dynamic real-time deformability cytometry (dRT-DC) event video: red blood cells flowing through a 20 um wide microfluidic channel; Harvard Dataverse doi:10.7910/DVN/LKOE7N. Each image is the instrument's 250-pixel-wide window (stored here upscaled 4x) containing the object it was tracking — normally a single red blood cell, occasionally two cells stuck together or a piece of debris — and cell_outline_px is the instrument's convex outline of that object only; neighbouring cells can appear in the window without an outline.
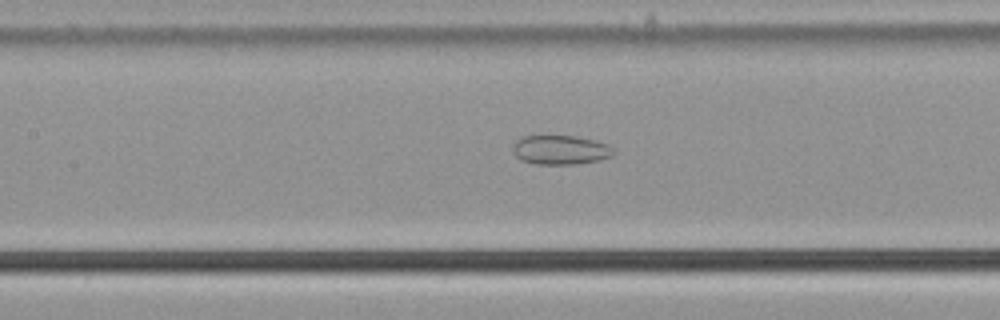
{"species": "common noctule bat (a hibernating species)", "species_latin": "Nyctalus noctula", "temperature_condition": "cold", "stored_images_in_passage": 54, "camera_frame_rate_fps": 3000, "um_per_image_px": 0.085, "animal": {"sex": "male", "body_mass_g": 21.5, "forearm_length_mm": 52.0}, "frame": {"image": 1, "passage_image": 25, "time_ms": 8.0, "image_size_px": [1000, 320], "cell_outline_px": [[616, 152], [612, 156], [600, 160], [576, 164], [536, 164], [520, 160], [512, 152], [512, 144], [520, 136], [576, 136], [596, 140], [608, 144]], "centroid_in_image_um": [47.63, 12.74], "position_along_channel_um": 159.8, "area_um2": 17.46}}
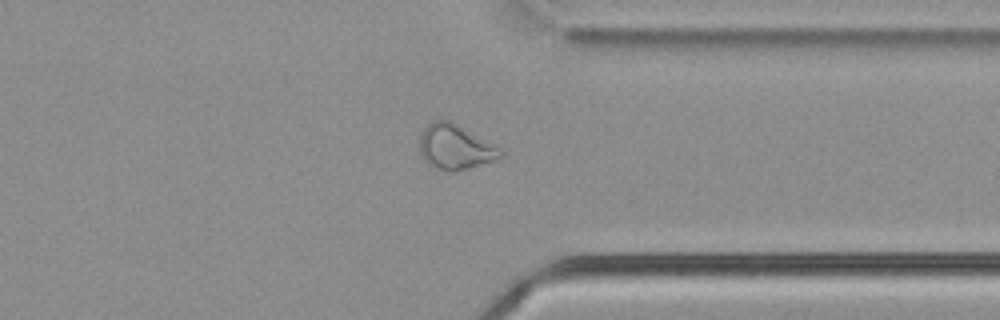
{"frame": {"image": 2, "passage_image": 42, "time_ms": 13.667, "image_size_px": [1000, 320], "cell_outline_px": [[504, 156], [456, 172], [452, 172], [436, 168], [428, 164], [420, 156], [420, 132], [428, 124], [436, 120], [448, 120], [456, 124], [504, 152]], "centroid_in_image_um": [38.61, 12.52], "position_along_channel_um": 372.8, "area_um2": 20.58}}
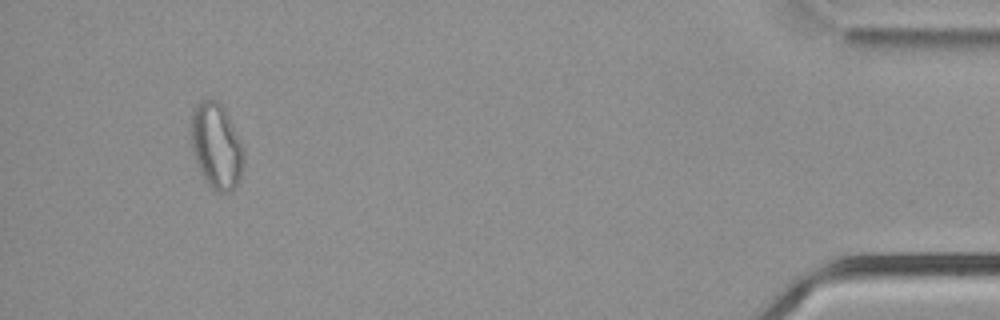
{"frame": {"image": 3, "passage_image": 51, "time_ms": 16.667, "image_size_px": [1000, 320], "cell_outline_px": [[244, 164], [240, 176], [236, 184], [228, 192], [216, 192], [208, 184], [200, 172], [192, 148], [192, 112], [196, 104], [200, 100], [216, 100], [224, 108], [244, 148]], "centroid_in_image_um": [18.4, 12.41], "position_along_channel_um": 416.8, "area_um2": 25.89}, "authors_computed_cell_mechanics": {"area_um2": 23.6402, "velocity_mm_per_s": 3.7943, "shape_relaxation_time_tau1_ms": null, "shape_relaxation_time_tau2_ms": 3.1862, "deformation_change_tau1": null, "deformation_change_tau2": 0.0945}}